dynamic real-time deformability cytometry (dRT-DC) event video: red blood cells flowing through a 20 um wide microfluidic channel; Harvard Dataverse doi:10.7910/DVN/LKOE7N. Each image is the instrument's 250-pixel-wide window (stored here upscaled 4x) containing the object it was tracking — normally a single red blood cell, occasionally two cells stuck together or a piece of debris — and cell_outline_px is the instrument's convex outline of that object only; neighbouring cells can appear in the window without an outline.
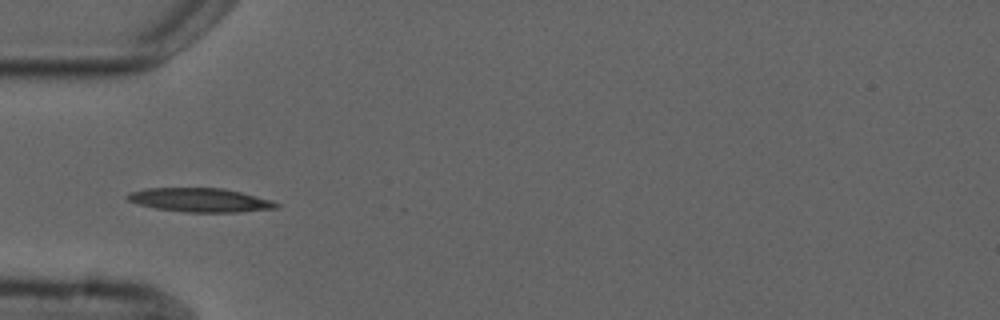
{"species": "common noctule bat (a hibernating species)", "species_latin": "Nyctalus noctula", "temperature_condition": "cold", "stored_images_in_passage": 4, "camera_frame_rate_fps": 3000, "um_per_image_px": 0.085, "animal": {"sex": "male", "forearm_length_mm": 52.5}, "frame": {"image": 1, "passage_image": 4, "time_ms": 4.667, "image_size_px": [1000, 320], "cell_outline_px": [[280, 208], [240, 212], [184, 212], [156, 208], [140, 204], [128, 200], [124, 196], [128, 192], [148, 188], [224, 188], [272, 200], [280, 204]], "centroid_in_image_um": [17.03, 17.0], "position_along_channel_um": 68.0, "area_um2": 20.75}}